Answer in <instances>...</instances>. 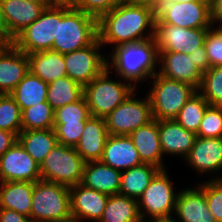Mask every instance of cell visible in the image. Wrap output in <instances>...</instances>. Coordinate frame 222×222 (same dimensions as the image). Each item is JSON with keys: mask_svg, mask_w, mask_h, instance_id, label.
Wrapping results in <instances>:
<instances>
[{"mask_svg": "<svg viewBox=\"0 0 222 222\" xmlns=\"http://www.w3.org/2000/svg\"><path fill=\"white\" fill-rule=\"evenodd\" d=\"M155 19L153 8L127 0L97 19L98 39L116 47L154 38Z\"/></svg>", "mask_w": 222, "mask_h": 222, "instance_id": "obj_1", "label": "cell"}, {"mask_svg": "<svg viewBox=\"0 0 222 222\" xmlns=\"http://www.w3.org/2000/svg\"><path fill=\"white\" fill-rule=\"evenodd\" d=\"M111 53L106 57L107 67L122 80L134 83L135 88L138 82H144L156 73L158 51L154 38L116 46Z\"/></svg>", "mask_w": 222, "mask_h": 222, "instance_id": "obj_2", "label": "cell"}, {"mask_svg": "<svg viewBox=\"0 0 222 222\" xmlns=\"http://www.w3.org/2000/svg\"><path fill=\"white\" fill-rule=\"evenodd\" d=\"M98 38L97 18L70 3H58V30L51 50L70 53L91 45Z\"/></svg>", "mask_w": 222, "mask_h": 222, "instance_id": "obj_3", "label": "cell"}, {"mask_svg": "<svg viewBox=\"0 0 222 222\" xmlns=\"http://www.w3.org/2000/svg\"><path fill=\"white\" fill-rule=\"evenodd\" d=\"M111 69L106 67L89 84L83 87V96L92 117L105 118L136 88L127 80L110 79Z\"/></svg>", "mask_w": 222, "mask_h": 222, "instance_id": "obj_4", "label": "cell"}, {"mask_svg": "<svg viewBox=\"0 0 222 222\" xmlns=\"http://www.w3.org/2000/svg\"><path fill=\"white\" fill-rule=\"evenodd\" d=\"M30 218L33 222L71 220L69 187L42 179L34 182Z\"/></svg>", "mask_w": 222, "mask_h": 222, "instance_id": "obj_5", "label": "cell"}, {"mask_svg": "<svg viewBox=\"0 0 222 222\" xmlns=\"http://www.w3.org/2000/svg\"><path fill=\"white\" fill-rule=\"evenodd\" d=\"M152 87L148 98L152 108L153 119H175L181 108L197 90L187 83L171 80L158 74L151 77Z\"/></svg>", "mask_w": 222, "mask_h": 222, "instance_id": "obj_6", "label": "cell"}, {"mask_svg": "<svg viewBox=\"0 0 222 222\" xmlns=\"http://www.w3.org/2000/svg\"><path fill=\"white\" fill-rule=\"evenodd\" d=\"M85 163L74 147L58 143L40 164L41 179L75 186L82 182Z\"/></svg>", "mask_w": 222, "mask_h": 222, "instance_id": "obj_7", "label": "cell"}, {"mask_svg": "<svg viewBox=\"0 0 222 222\" xmlns=\"http://www.w3.org/2000/svg\"><path fill=\"white\" fill-rule=\"evenodd\" d=\"M170 179L165 169L160 170L137 199L142 221L148 217H173L178 193H175Z\"/></svg>", "mask_w": 222, "mask_h": 222, "instance_id": "obj_8", "label": "cell"}, {"mask_svg": "<svg viewBox=\"0 0 222 222\" xmlns=\"http://www.w3.org/2000/svg\"><path fill=\"white\" fill-rule=\"evenodd\" d=\"M135 90L104 120L109 135H127L153 120L148 95L144 99L136 98ZM135 96V98H134Z\"/></svg>", "mask_w": 222, "mask_h": 222, "instance_id": "obj_9", "label": "cell"}, {"mask_svg": "<svg viewBox=\"0 0 222 222\" xmlns=\"http://www.w3.org/2000/svg\"><path fill=\"white\" fill-rule=\"evenodd\" d=\"M58 30V3L45 8L37 20L14 39L13 44L26 54L51 50Z\"/></svg>", "mask_w": 222, "mask_h": 222, "instance_id": "obj_10", "label": "cell"}, {"mask_svg": "<svg viewBox=\"0 0 222 222\" xmlns=\"http://www.w3.org/2000/svg\"><path fill=\"white\" fill-rule=\"evenodd\" d=\"M155 23L183 28H212L210 1L164 2L156 10Z\"/></svg>", "mask_w": 222, "mask_h": 222, "instance_id": "obj_11", "label": "cell"}, {"mask_svg": "<svg viewBox=\"0 0 222 222\" xmlns=\"http://www.w3.org/2000/svg\"><path fill=\"white\" fill-rule=\"evenodd\" d=\"M102 46L97 38L83 49L64 54L67 77L82 87L97 77L107 67V56L99 51Z\"/></svg>", "mask_w": 222, "mask_h": 222, "instance_id": "obj_12", "label": "cell"}, {"mask_svg": "<svg viewBox=\"0 0 222 222\" xmlns=\"http://www.w3.org/2000/svg\"><path fill=\"white\" fill-rule=\"evenodd\" d=\"M211 28H183L164 23H155L154 39L157 51L192 53L204 45L206 35Z\"/></svg>", "mask_w": 222, "mask_h": 222, "instance_id": "obj_13", "label": "cell"}, {"mask_svg": "<svg viewBox=\"0 0 222 222\" xmlns=\"http://www.w3.org/2000/svg\"><path fill=\"white\" fill-rule=\"evenodd\" d=\"M41 180L40 165L16 141L0 156V182Z\"/></svg>", "mask_w": 222, "mask_h": 222, "instance_id": "obj_14", "label": "cell"}, {"mask_svg": "<svg viewBox=\"0 0 222 222\" xmlns=\"http://www.w3.org/2000/svg\"><path fill=\"white\" fill-rule=\"evenodd\" d=\"M158 74L171 80H177L192 85L197 91L201 86L203 73L184 52L159 51Z\"/></svg>", "mask_w": 222, "mask_h": 222, "instance_id": "obj_15", "label": "cell"}, {"mask_svg": "<svg viewBox=\"0 0 222 222\" xmlns=\"http://www.w3.org/2000/svg\"><path fill=\"white\" fill-rule=\"evenodd\" d=\"M72 219L75 222L96 221L101 219L109 195L87 188L83 184L69 187Z\"/></svg>", "mask_w": 222, "mask_h": 222, "instance_id": "obj_16", "label": "cell"}, {"mask_svg": "<svg viewBox=\"0 0 222 222\" xmlns=\"http://www.w3.org/2000/svg\"><path fill=\"white\" fill-rule=\"evenodd\" d=\"M173 214L177 216V222H217L208 208L204 183H200L197 188L180 190Z\"/></svg>", "mask_w": 222, "mask_h": 222, "instance_id": "obj_17", "label": "cell"}, {"mask_svg": "<svg viewBox=\"0 0 222 222\" xmlns=\"http://www.w3.org/2000/svg\"><path fill=\"white\" fill-rule=\"evenodd\" d=\"M184 160L200 174H218L222 170V137H196Z\"/></svg>", "mask_w": 222, "mask_h": 222, "instance_id": "obj_18", "label": "cell"}, {"mask_svg": "<svg viewBox=\"0 0 222 222\" xmlns=\"http://www.w3.org/2000/svg\"><path fill=\"white\" fill-rule=\"evenodd\" d=\"M6 36L12 40L39 18L45 7L28 0H1Z\"/></svg>", "mask_w": 222, "mask_h": 222, "instance_id": "obj_19", "label": "cell"}, {"mask_svg": "<svg viewBox=\"0 0 222 222\" xmlns=\"http://www.w3.org/2000/svg\"><path fill=\"white\" fill-rule=\"evenodd\" d=\"M100 161L121 172L143 164L127 135H109Z\"/></svg>", "mask_w": 222, "mask_h": 222, "instance_id": "obj_20", "label": "cell"}, {"mask_svg": "<svg viewBox=\"0 0 222 222\" xmlns=\"http://www.w3.org/2000/svg\"><path fill=\"white\" fill-rule=\"evenodd\" d=\"M131 138L143 164H151L159 169H166L164 156L159 140L158 120L153 119L148 124L133 131Z\"/></svg>", "mask_w": 222, "mask_h": 222, "instance_id": "obj_21", "label": "cell"}, {"mask_svg": "<svg viewBox=\"0 0 222 222\" xmlns=\"http://www.w3.org/2000/svg\"><path fill=\"white\" fill-rule=\"evenodd\" d=\"M159 140L163 155L188 156L196 134L183 128L175 119L158 120Z\"/></svg>", "mask_w": 222, "mask_h": 222, "instance_id": "obj_22", "label": "cell"}, {"mask_svg": "<svg viewBox=\"0 0 222 222\" xmlns=\"http://www.w3.org/2000/svg\"><path fill=\"white\" fill-rule=\"evenodd\" d=\"M109 136L104 118L90 117L74 149L85 162L100 161Z\"/></svg>", "mask_w": 222, "mask_h": 222, "instance_id": "obj_23", "label": "cell"}, {"mask_svg": "<svg viewBox=\"0 0 222 222\" xmlns=\"http://www.w3.org/2000/svg\"><path fill=\"white\" fill-rule=\"evenodd\" d=\"M28 72V55L12 44L0 57V94H10Z\"/></svg>", "mask_w": 222, "mask_h": 222, "instance_id": "obj_24", "label": "cell"}, {"mask_svg": "<svg viewBox=\"0 0 222 222\" xmlns=\"http://www.w3.org/2000/svg\"><path fill=\"white\" fill-rule=\"evenodd\" d=\"M121 173L101 161L86 162L81 184L108 195L119 194Z\"/></svg>", "mask_w": 222, "mask_h": 222, "instance_id": "obj_25", "label": "cell"}, {"mask_svg": "<svg viewBox=\"0 0 222 222\" xmlns=\"http://www.w3.org/2000/svg\"><path fill=\"white\" fill-rule=\"evenodd\" d=\"M34 182H0V208L14 210L30 217Z\"/></svg>", "mask_w": 222, "mask_h": 222, "instance_id": "obj_26", "label": "cell"}, {"mask_svg": "<svg viewBox=\"0 0 222 222\" xmlns=\"http://www.w3.org/2000/svg\"><path fill=\"white\" fill-rule=\"evenodd\" d=\"M28 55L29 71L47 84L67 76L64 54L54 50L34 52Z\"/></svg>", "mask_w": 222, "mask_h": 222, "instance_id": "obj_27", "label": "cell"}, {"mask_svg": "<svg viewBox=\"0 0 222 222\" xmlns=\"http://www.w3.org/2000/svg\"><path fill=\"white\" fill-rule=\"evenodd\" d=\"M17 141L26 152L40 165L45 156L58 144L55 130H21Z\"/></svg>", "mask_w": 222, "mask_h": 222, "instance_id": "obj_28", "label": "cell"}, {"mask_svg": "<svg viewBox=\"0 0 222 222\" xmlns=\"http://www.w3.org/2000/svg\"><path fill=\"white\" fill-rule=\"evenodd\" d=\"M47 89L48 84L29 71L10 95L22 111L25 108L47 102Z\"/></svg>", "mask_w": 222, "mask_h": 222, "instance_id": "obj_29", "label": "cell"}, {"mask_svg": "<svg viewBox=\"0 0 222 222\" xmlns=\"http://www.w3.org/2000/svg\"><path fill=\"white\" fill-rule=\"evenodd\" d=\"M160 170L151 164H141L123 171L119 194L138 199Z\"/></svg>", "mask_w": 222, "mask_h": 222, "instance_id": "obj_30", "label": "cell"}, {"mask_svg": "<svg viewBox=\"0 0 222 222\" xmlns=\"http://www.w3.org/2000/svg\"><path fill=\"white\" fill-rule=\"evenodd\" d=\"M99 222H142L138 200L122 194L109 195Z\"/></svg>", "mask_w": 222, "mask_h": 222, "instance_id": "obj_31", "label": "cell"}, {"mask_svg": "<svg viewBox=\"0 0 222 222\" xmlns=\"http://www.w3.org/2000/svg\"><path fill=\"white\" fill-rule=\"evenodd\" d=\"M83 96V87L65 76L48 84L47 102L56 110L74 103Z\"/></svg>", "mask_w": 222, "mask_h": 222, "instance_id": "obj_32", "label": "cell"}, {"mask_svg": "<svg viewBox=\"0 0 222 222\" xmlns=\"http://www.w3.org/2000/svg\"><path fill=\"white\" fill-rule=\"evenodd\" d=\"M208 106V102L197 91L181 108L175 120L186 130L192 131L197 134L204 112L206 111Z\"/></svg>", "mask_w": 222, "mask_h": 222, "instance_id": "obj_33", "label": "cell"}, {"mask_svg": "<svg viewBox=\"0 0 222 222\" xmlns=\"http://www.w3.org/2000/svg\"><path fill=\"white\" fill-rule=\"evenodd\" d=\"M55 110L48 102L39 103L21 111L22 130H44L54 127Z\"/></svg>", "mask_w": 222, "mask_h": 222, "instance_id": "obj_34", "label": "cell"}, {"mask_svg": "<svg viewBox=\"0 0 222 222\" xmlns=\"http://www.w3.org/2000/svg\"><path fill=\"white\" fill-rule=\"evenodd\" d=\"M198 92L209 105L222 106V66L210 67L203 73Z\"/></svg>", "mask_w": 222, "mask_h": 222, "instance_id": "obj_35", "label": "cell"}, {"mask_svg": "<svg viewBox=\"0 0 222 222\" xmlns=\"http://www.w3.org/2000/svg\"><path fill=\"white\" fill-rule=\"evenodd\" d=\"M0 129L16 136L22 130L21 110L10 94H0Z\"/></svg>", "mask_w": 222, "mask_h": 222, "instance_id": "obj_36", "label": "cell"}, {"mask_svg": "<svg viewBox=\"0 0 222 222\" xmlns=\"http://www.w3.org/2000/svg\"><path fill=\"white\" fill-rule=\"evenodd\" d=\"M91 117L84 96L74 103L67 104L55 110L54 123H79Z\"/></svg>", "mask_w": 222, "mask_h": 222, "instance_id": "obj_37", "label": "cell"}, {"mask_svg": "<svg viewBox=\"0 0 222 222\" xmlns=\"http://www.w3.org/2000/svg\"><path fill=\"white\" fill-rule=\"evenodd\" d=\"M197 137H222V106L209 105L204 112Z\"/></svg>", "mask_w": 222, "mask_h": 222, "instance_id": "obj_38", "label": "cell"}, {"mask_svg": "<svg viewBox=\"0 0 222 222\" xmlns=\"http://www.w3.org/2000/svg\"><path fill=\"white\" fill-rule=\"evenodd\" d=\"M204 193L210 213L217 222H222V177L205 181Z\"/></svg>", "mask_w": 222, "mask_h": 222, "instance_id": "obj_39", "label": "cell"}, {"mask_svg": "<svg viewBox=\"0 0 222 222\" xmlns=\"http://www.w3.org/2000/svg\"><path fill=\"white\" fill-rule=\"evenodd\" d=\"M86 121L79 123H54L53 129L59 144L75 147L84 130Z\"/></svg>", "mask_w": 222, "mask_h": 222, "instance_id": "obj_40", "label": "cell"}, {"mask_svg": "<svg viewBox=\"0 0 222 222\" xmlns=\"http://www.w3.org/2000/svg\"><path fill=\"white\" fill-rule=\"evenodd\" d=\"M204 46L210 67L222 66V28L212 27L206 35Z\"/></svg>", "mask_w": 222, "mask_h": 222, "instance_id": "obj_41", "label": "cell"}, {"mask_svg": "<svg viewBox=\"0 0 222 222\" xmlns=\"http://www.w3.org/2000/svg\"><path fill=\"white\" fill-rule=\"evenodd\" d=\"M125 1L127 0H75L72 6L98 19L102 14Z\"/></svg>", "mask_w": 222, "mask_h": 222, "instance_id": "obj_42", "label": "cell"}, {"mask_svg": "<svg viewBox=\"0 0 222 222\" xmlns=\"http://www.w3.org/2000/svg\"><path fill=\"white\" fill-rule=\"evenodd\" d=\"M191 61L198 67V69L205 73L210 68V63L206 54L205 46L196 48L189 54Z\"/></svg>", "mask_w": 222, "mask_h": 222, "instance_id": "obj_43", "label": "cell"}, {"mask_svg": "<svg viewBox=\"0 0 222 222\" xmlns=\"http://www.w3.org/2000/svg\"><path fill=\"white\" fill-rule=\"evenodd\" d=\"M0 222H33L30 217H26L14 210L0 208Z\"/></svg>", "mask_w": 222, "mask_h": 222, "instance_id": "obj_44", "label": "cell"}, {"mask_svg": "<svg viewBox=\"0 0 222 222\" xmlns=\"http://www.w3.org/2000/svg\"><path fill=\"white\" fill-rule=\"evenodd\" d=\"M210 15L213 27L219 24V28H222V0H210Z\"/></svg>", "mask_w": 222, "mask_h": 222, "instance_id": "obj_45", "label": "cell"}, {"mask_svg": "<svg viewBox=\"0 0 222 222\" xmlns=\"http://www.w3.org/2000/svg\"><path fill=\"white\" fill-rule=\"evenodd\" d=\"M16 141L17 136L14 133L0 129V156H2Z\"/></svg>", "mask_w": 222, "mask_h": 222, "instance_id": "obj_46", "label": "cell"}, {"mask_svg": "<svg viewBox=\"0 0 222 222\" xmlns=\"http://www.w3.org/2000/svg\"><path fill=\"white\" fill-rule=\"evenodd\" d=\"M132 1H134L138 4L149 6L156 11L167 0H132Z\"/></svg>", "mask_w": 222, "mask_h": 222, "instance_id": "obj_47", "label": "cell"}, {"mask_svg": "<svg viewBox=\"0 0 222 222\" xmlns=\"http://www.w3.org/2000/svg\"><path fill=\"white\" fill-rule=\"evenodd\" d=\"M13 44V40L8 36H0V57Z\"/></svg>", "mask_w": 222, "mask_h": 222, "instance_id": "obj_48", "label": "cell"}, {"mask_svg": "<svg viewBox=\"0 0 222 222\" xmlns=\"http://www.w3.org/2000/svg\"><path fill=\"white\" fill-rule=\"evenodd\" d=\"M0 35L6 36V27H5V21L3 17V10H2V2L0 0Z\"/></svg>", "mask_w": 222, "mask_h": 222, "instance_id": "obj_49", "label": "cell"}, {"mask_svg": "<svg viewBox=\"0 0 222 222\" xmlns=\"http://www.w3.org/2000/svg\"><path fill=\"white\" fill-rule=\"evenodd\" d=\"M142 222H177L174 217H160V218H151L148 220H144Z\"/></svg>", "mask_w": 222, "mask_h": 222, "instance_id": "obj_50", "label": "cell"}, {"mask_svg": "<svg viewBox=\"0 0 222 222\" xmlns=\"http://www.w3.org/2000/svg\"><path fill=\"white\" fill-rule=\"evenodd\" d=\"M36 4H41L45 8L51 7L56 3V0H28Z\"/></svg>", "mask_w": 222, "mask_h": 222, "instance_id": "obj_51", "label": "cell"}, {"mask_svg": "<svg viewBox=\"0 0 222 222\" xmlns=\"http://www.w3.org/2000/svg\"><path fill=\"white\" fill-rule=\"evenodd\" d=\"M168 1H171V2H175V3H182V2H191V1H210V0H168Z\"/></svg>", "mask_w": 222, "mask_h": 222, "instance_id": "obj_52", "label": "cell"}, {"mask_svg": "<svg viewBox=\"0 0 222 222\" xmlns=\"http://www.w3.org/2000/svg\"><path fill=\"white\" fill-rule=\"evenodd\" d=\"M75 0H56V3H70L72 4Z\"/></svg>", "mask_w": 222, "mask_h": 222, "instance_id": "obj_53", "label": "cell"}, {"mask_svg": "<svg viewBox=\"0 0 222 222\" xmlns=\"http://www.w3.org/2000/svg\"><path fill=\"white\" fill-rule=\"evenodd\" d=\"M53 222H75V221L71 219V220H66V221H53Z\"/></svg>", "mask_w": 222, "mask_h": 222, "instance_id": "obj_54", "label": "cell"}]
</instances>
